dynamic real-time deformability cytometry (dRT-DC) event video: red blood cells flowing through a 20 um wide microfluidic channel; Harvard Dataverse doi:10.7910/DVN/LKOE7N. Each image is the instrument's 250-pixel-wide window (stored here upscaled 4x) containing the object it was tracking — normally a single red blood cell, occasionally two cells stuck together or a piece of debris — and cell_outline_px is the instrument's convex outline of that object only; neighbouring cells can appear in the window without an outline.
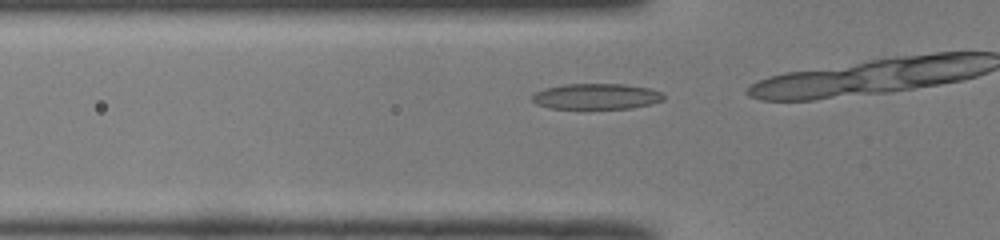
{"species": "common noctule bat (a hibernating species)", "species_latin": "Nyctalus noctula", "temperature_condition": "room temperature", "stored_images_in_passage": 9, "camera_frame_rate_fps": 3000, "um_per_image_px": 0.085, "animal": {"sex": "male", "body_mass_g": 19.0, "forearm_length_mm": 50.8}, "frame": {"image": 1, "passage_image": 7, "time_ms": 2.0, "image_size_px": [1000, 240], "cell_outline_px": [[664, 100], [652, 104], [632, 108], [548, 108], [536, 104], [532, 100], [532, 96], [536, 92], [544, 88], [564, 84], [624, 84], [648, 88], [660, 92], [664, 96]], "centroid_in_image_um": [50.68, 8.19], "position_along_channel_um": 75.1, "area_um2": 19.65}}